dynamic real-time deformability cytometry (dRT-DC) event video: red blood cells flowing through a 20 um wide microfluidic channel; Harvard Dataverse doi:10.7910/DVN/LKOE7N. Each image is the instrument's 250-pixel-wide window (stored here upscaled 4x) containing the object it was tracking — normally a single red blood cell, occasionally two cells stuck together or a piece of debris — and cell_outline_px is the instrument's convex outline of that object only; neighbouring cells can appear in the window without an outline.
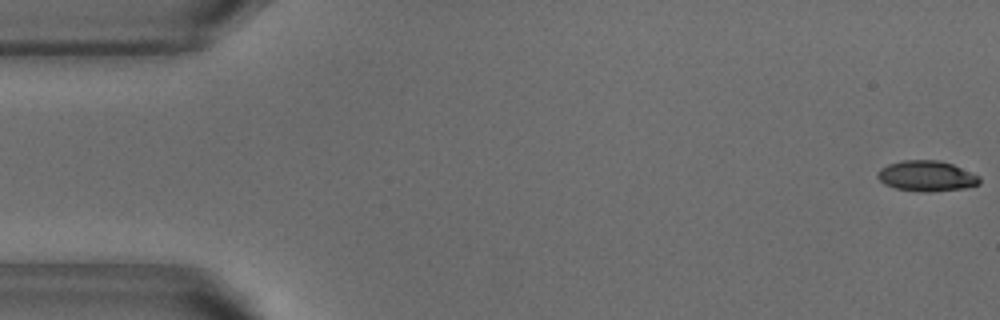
{"species": "common noctule bat (a hibernating species)", "species_latin": "Nyctalus noctula", "temperature_condition": "warm", "stored_images_in_passage": 8, "camera_frame_rate_fps": 3000, "um_per_image_px": 0.085, "animal": {"sex": "male", "body_mass_g": 18.8}, "frame": {"image": 1, "passage_image": 1, "time_ms": 0.0, "image_size_px": [1000, 320], "cell_outline_px": [[980, 184], [964, 188], [928, 192], [920, 192], [896, 188], [884, 184], [876, 176], [876, 172], [880, 168], [888, 164], [904, 160], [940, 160], [952, 164], [980, 176]], "centroid_in_image_um": [78.74, 14.96], "position_along_channel_um": 6.3, "area_um2": 18.21}}